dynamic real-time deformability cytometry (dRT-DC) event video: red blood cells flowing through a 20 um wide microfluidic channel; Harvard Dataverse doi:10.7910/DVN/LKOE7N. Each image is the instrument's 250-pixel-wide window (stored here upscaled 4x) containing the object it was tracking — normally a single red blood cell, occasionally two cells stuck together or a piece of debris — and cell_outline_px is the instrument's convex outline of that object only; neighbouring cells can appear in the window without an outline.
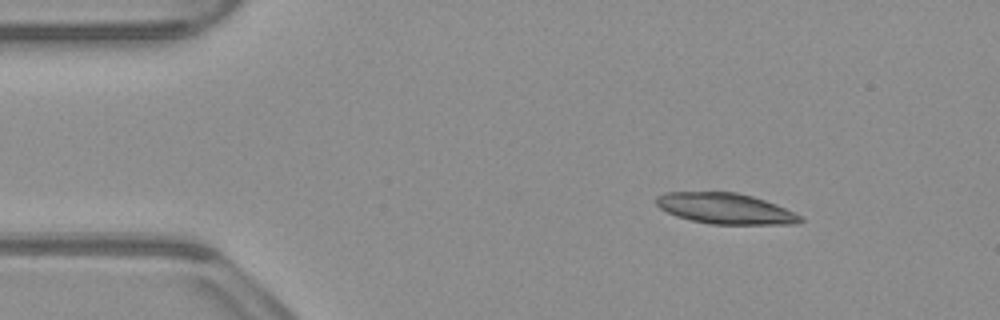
{"species": "common noctule bat (a hibernating species)", "species_latin": "Nyctalus noctula", "temperature_condition": "warm", "stored_images_in_passage": 46, "camera_frame_rate_fps": 3000, "um_per_image_px": 0.085, "animal": {"sex": "male", "body_mass_g": 23.1, "forearm_length_mm": 52.7}, "frame": {"image": 1, "passage_image": 1, "time_ms": 0.0, "image_size_px": [1000, 320], "cell_outline_px": [[804, 220], [796, 224], [712, 224], [692, 220], [676, 216], [660, 208], [656, 204], [656, 196], [664, 192], [736, 192], [752, 196], [776, 204], [800, 216]], "centroid_in_image_um": [61.63, 17.72], "position_along_channel_um": 23.4, "area_um2": 25.61}}